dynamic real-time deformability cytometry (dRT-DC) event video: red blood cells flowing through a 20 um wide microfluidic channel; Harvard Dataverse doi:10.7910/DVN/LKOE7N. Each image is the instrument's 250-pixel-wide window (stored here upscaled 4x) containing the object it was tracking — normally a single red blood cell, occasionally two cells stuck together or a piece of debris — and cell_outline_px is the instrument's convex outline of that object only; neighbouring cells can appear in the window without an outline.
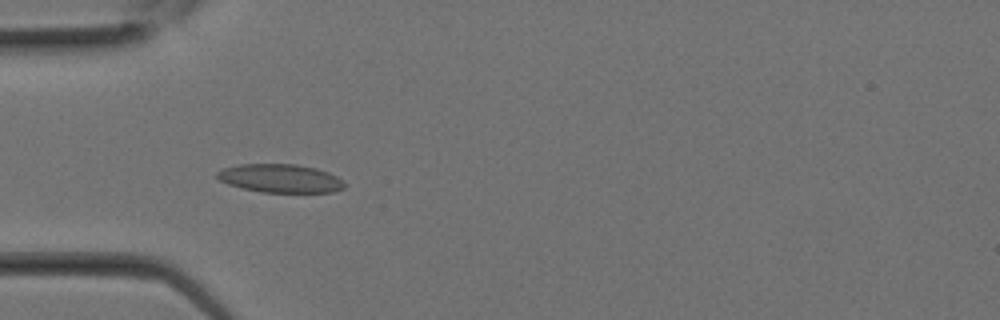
{"species": "Egyptian fruit bat (a non-hibernating species)", "species_latin": "Rousettus aegyptiacus", "temperature_condition": "room temperature", "stored_images_in_passage": 27, "camera_frame_rate_fps": 3000, "um_per_image_px": 0.085, "animal": {"sex": "female"}, "frame": {"image": 1, "passage_image": 9, "time_ms": 2.667, "image_size_px": [1000, 320], "cell_outline_px": [[348, 184], [344, 188], [332, 192], [260, 192], [228, 184], [220, 180], [216, 176], [216, 172], [224, 168], [240, 164], [296, 164], [316, 168], [328, 172], [344, 180]], "centroid_in_image_um": [23.86, 15.16], "position_along_channel_um": 61.1, "area_um2": 21.15}}
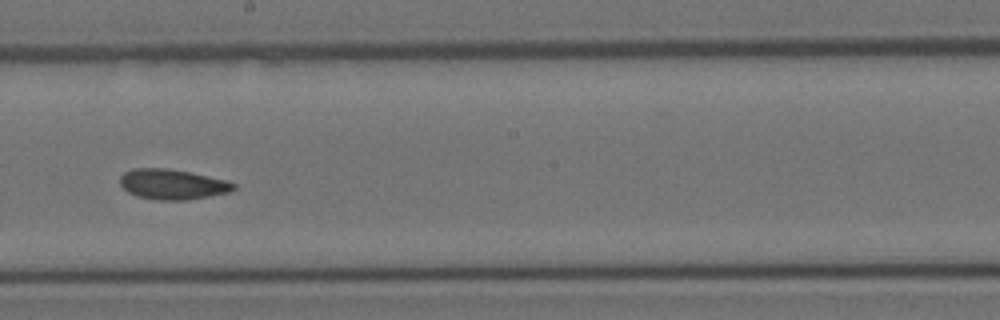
{"frame": {"image": 2, "passage_image": 16, "time_ms": 5.0, "image_size_px": [1000, 320], "cell_outline_px": [[236, 188], [232, 192], [188, 200], [156, 200], [136, 196], [128, 192], [120, 184], [120, 176], [124, 172], [132, 168], [168, 168], [208, 176], [224, 180], [236, 184]], "centroid_in_image_um": [14.65, 15.67], "position_along_channel_um": 233.6, "area_um2": 20.11}}
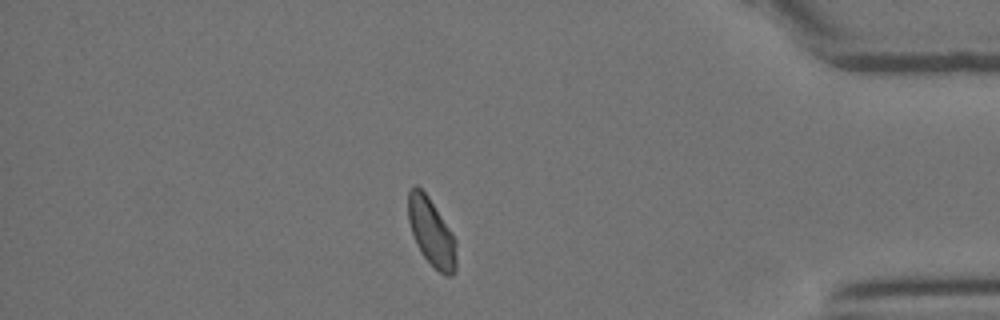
{"frame": {"image": 3, "passage_image": 24, "time_ms": 7.667, "image_size_px": [1000, 320], "cell_outline_px": [[456, 272], [452, 276], [444, 276], [420, 252], [416, 244], [408, 220], [408, 192], [416, 184], [428, 196], [452, 232], [456, 240]], "centroid_in_image_um": [36.68, 19.76], "position_along_channel_um": 398.5, "area_um2": 18.96}}